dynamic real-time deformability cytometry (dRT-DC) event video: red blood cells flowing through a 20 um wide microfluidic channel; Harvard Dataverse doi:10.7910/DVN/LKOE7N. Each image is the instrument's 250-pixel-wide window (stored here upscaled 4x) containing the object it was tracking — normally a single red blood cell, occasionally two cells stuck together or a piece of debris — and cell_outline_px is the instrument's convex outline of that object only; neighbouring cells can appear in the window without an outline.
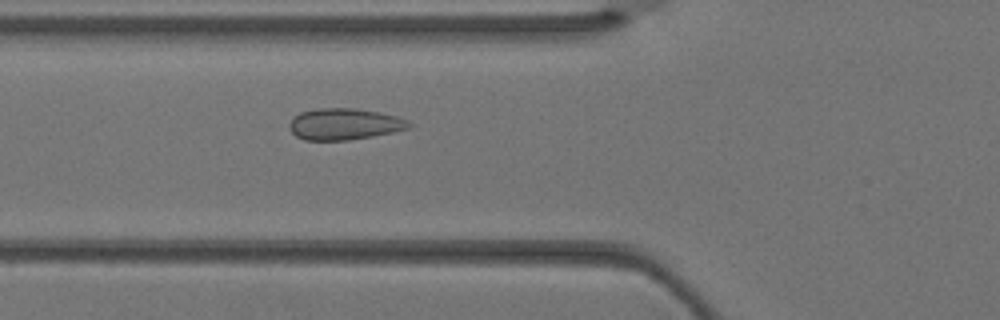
{"species": "Egyptian fruit bat (a non-hibernating species)", "species_latin": "Rousettus aegyptiacus", "temperature_condition": "warm", "stored_images_in_passage": 4, "camera_frame_rate_fps": 3000, "um_per_image_px": 0.085, "animal": {"sex": "female"}, "frame": {"image": 1, "passage_image": 4, "time_ms": 1.0, "image_size_px": [1000, 320], "cell_outline_px": [[412, 124], [408, 128], [392, 132], [372, 136], [348, 140], [304, 140], [296, 136], [288, 128], [288, 124], [300, 112], [316, 108], [356, 108], [380, 112], [396, 116], [408, 120]], "centroid_in_image_um": [29.25, 10.54], "position_along_channel_um": 96.5, "area_um2": 21.91}}